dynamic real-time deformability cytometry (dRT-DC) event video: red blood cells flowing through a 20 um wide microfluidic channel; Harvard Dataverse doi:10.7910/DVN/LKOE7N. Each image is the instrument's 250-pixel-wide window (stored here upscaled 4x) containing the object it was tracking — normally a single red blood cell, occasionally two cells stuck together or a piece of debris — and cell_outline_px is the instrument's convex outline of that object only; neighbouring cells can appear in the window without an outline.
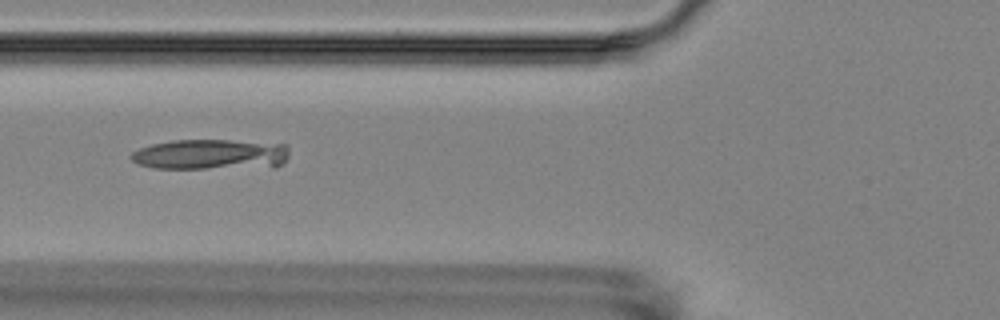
{"species": "Egyptian fruit bat (a non-hibernating species)", "species_latin": "Rousettus aegyptiacus", "temperature_condition": "room temperature", "stored_images_in_passage": 7, "camera_frame_rate_fps": 3000, "um_per_image_px": 0.085, "animal": {"sex": "female"}, "frame": {"image": 1, "passage_image": 7, "time_ms": 7.0, "image_size_px": [1000, 320], "cell_outline_px": [[288, 156], [276, 168], [152, 168], [140, 164], [132, 160], [128, 156], [132, 152], [140, 148], [152, 144], [172, 140], [228, 140], [288, 144]], "centroid_in_image_um": [17.94, 13.13], "position_along_channel_um": 107.9, "area_um2": 28.38}}